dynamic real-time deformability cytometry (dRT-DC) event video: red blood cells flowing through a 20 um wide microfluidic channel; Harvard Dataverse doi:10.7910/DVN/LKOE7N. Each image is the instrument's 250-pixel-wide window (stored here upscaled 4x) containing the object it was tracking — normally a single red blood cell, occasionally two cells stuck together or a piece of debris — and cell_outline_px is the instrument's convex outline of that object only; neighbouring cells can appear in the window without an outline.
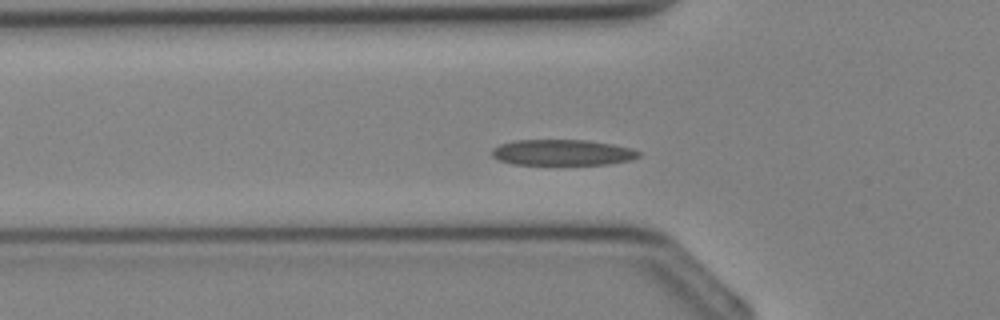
{"species": "Egyptian fruit bat (a non-hibernating species)", "species_latin": "Rousettus aegyptiacus", "temperature_condition": "cold", "stored_images_in_passage": 26, "camera_frame_rate_fps": 3000, "um_per_image_px": 0.085, "animal": {"sex": "female"}, "frame": {"image": 1, "passage_image": 2, "time_ms": 0.333, "image_size_px": [1000, 320], "cell_outline_px": [[640, 156], [632, 160], [608, 164], [512, 164], [500, 160], [492, 156], [492, 148], [500, 144], [516, 140], [588, 140], [612, 144], [632, 148], [640, 152]], "centroid_in_image_um": [47.82, 12.96], "position_along_channel_um": 78.0, "area_um2": 22.08}}
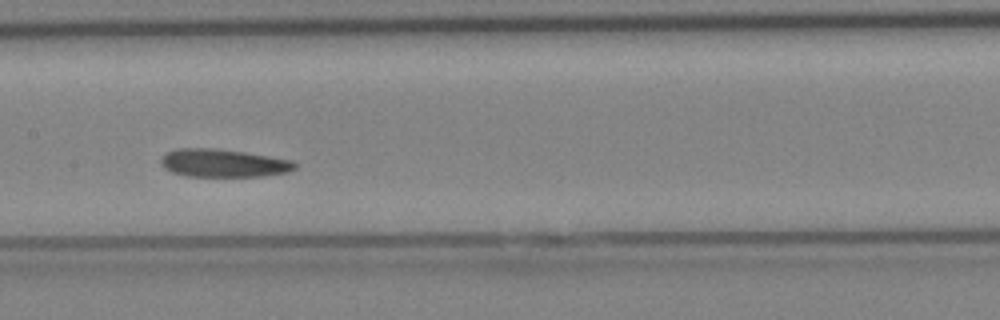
{"frame": {"image": 2, "passage_image": 8, "time_ms": 2.333, "image_size_px": [1000, 320], "cell_outline_px": [[296, 168], [288, 172], [260, 176], [188, 176], [172, 172], [164, 168], [160, 164], [160, 160], [168, 152], [176, 148], [212, 148], [244, 152], [292, 160], [296, 164]], "centroid_in_image_um": [18.97, 13.86], "position_along_channel_um": 188.4, "area_um2": 21.68}}
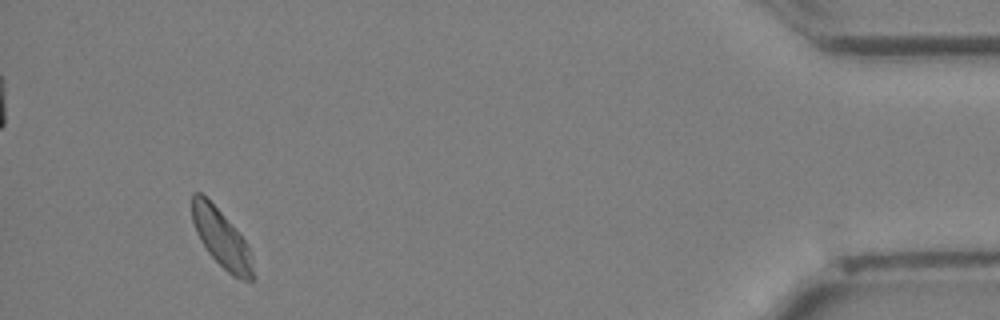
{"frame": {"image": 3, "passage_image": 24, "time_ms": 7.667, "image_size_px": [1000, 320], "cell_outline_px": [[252, 280], [244, 280], [232, 276], [208, 252], [200, 240], [196, 232], [192, 220], [192, 192], [200, 192], [224, 216], [244, 240], [248, 248], [252, 268]], "centroid_in_image_um": [18.77, 20.25], "position_along_channel_um": 416.4, "area_um2": 19.71}}